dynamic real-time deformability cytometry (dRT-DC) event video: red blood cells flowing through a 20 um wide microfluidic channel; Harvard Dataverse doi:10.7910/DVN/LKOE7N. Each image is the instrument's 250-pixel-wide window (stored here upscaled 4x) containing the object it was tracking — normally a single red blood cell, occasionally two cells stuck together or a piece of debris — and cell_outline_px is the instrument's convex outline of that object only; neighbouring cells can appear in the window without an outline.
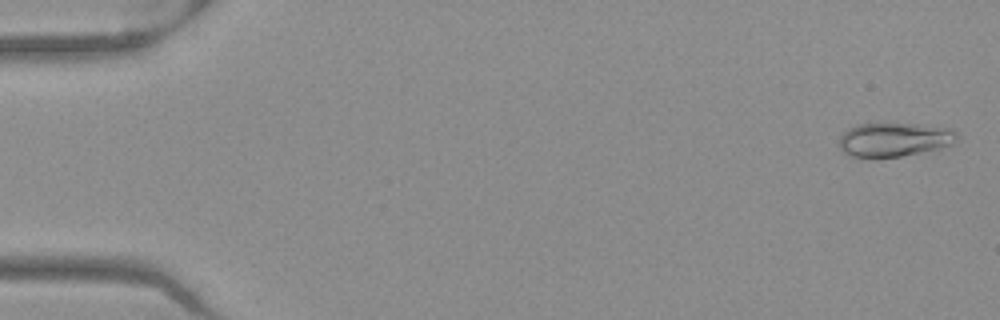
{"species": "Egyptian fruit bat (a non-hibernating species)", "species_latin": "Rousettus aegyptiacus", "temperature_condition": "warm", "stored_images_in_passage": 52, "camera_frame_rate_fps": 3000, "um_per_image_px": 0.085, "frame": {"image": 1, "passage_image": 2, "time_ms": 0.333, "image_size_px": [1000, 320], "cell_outline_px": [[960, 136], [952, 144], [940, 148], [900, 156], [848, 156], [840, 148], [836, 140], [848, 128], [860, 124], [920, 124], [952, 128]], "centroid_in_image_um": [76.02, 11.85], "position_along_channel_um": 9.0, "area_um2": 23.18}}
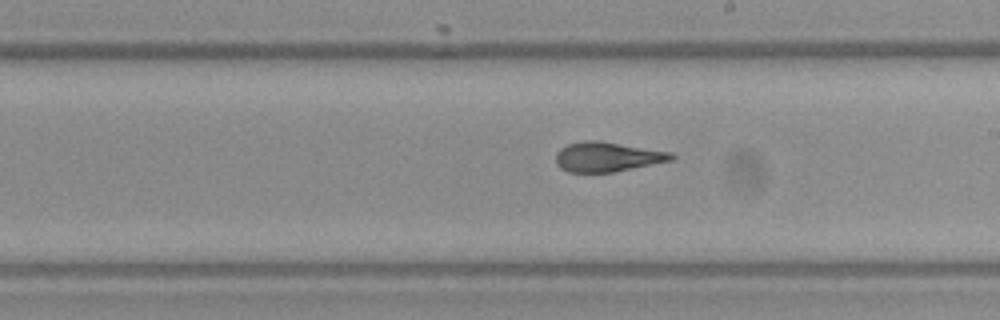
{"frame": {"image": 2, "passage_image": 30, "time_ms": 9.667, "image_size_px": [1000, 320], "cell_outline_px": [[676, 156], [672, 160], [612, 172], [568, 172], [560, 168], [556, 164], [556, 152], [560, 148], [568, 144], [584, 140], [600, 140], [672, 152]], "centroid_in_image_um": [51.6, 13.32], "position_along_channel_um": 237.4, "area_um2": 20.06}}
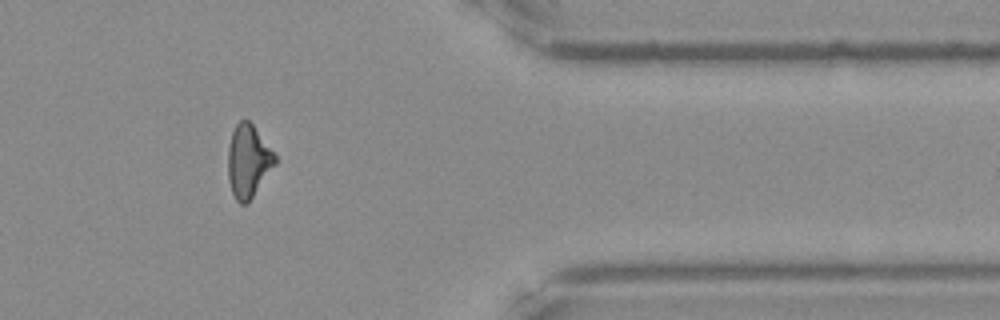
{"frame": {"image": 3, "passage_image": 43, "time_ms": 14.0, "image_size_px": [1000, 320], "cell_outline_px": [[276, 164], [248, 204], [240, 204], [236, 200], [232, 192], [228, 180], [228, 148], [232, 132], [236, 124], [240, 120], [248, 120], [252, 124], [276, 156]], "centroid_in_image_um": [21.09, 13.73], "position_along_channel_um": 390.3, "area_um2": 19.88}, "authors_computed_cell_mechanics": {"area_um2": 20.6346, "velocity_mm_per_s": 3.9858, "shape_relaxation_time_tau1_ms": 4.2171, "shape_relaxation_time_tau2_ms": 1.3602, "deformation_change_tau1": 0.1836, "deformation_change_tau2": 0.0907}}